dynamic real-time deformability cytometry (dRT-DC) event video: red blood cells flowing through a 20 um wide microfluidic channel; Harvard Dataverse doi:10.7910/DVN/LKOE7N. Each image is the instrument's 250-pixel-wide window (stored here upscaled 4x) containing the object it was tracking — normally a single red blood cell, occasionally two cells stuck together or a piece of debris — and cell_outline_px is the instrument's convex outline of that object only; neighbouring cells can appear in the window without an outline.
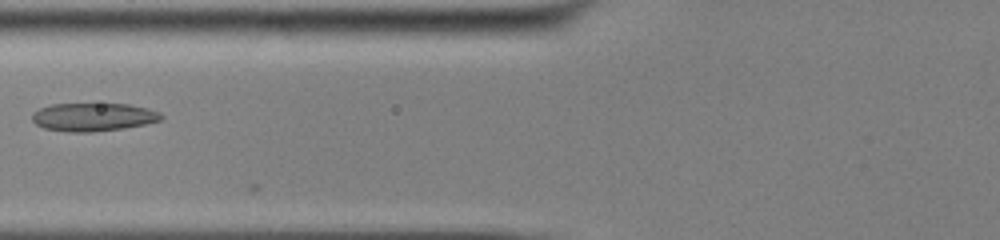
{"species": "common noctule bat (a hibernating species)", "species_latin": "Nyctalus noctula", "temperature_condition": "cold", "stored_images_in_passage": 18, "camera_frame_rate_fps": 3000, "um_per_image_px": 0.085, "animal": {"sex": "male", "body_mass_g": 13.0, "forearm_length_mm": 53.1}, "frame": {"image": 1, "passage_image": 15, "time_ms": 4.667, "image_size_px": [1000, 240], "cell_outline_px": [[164, 116], [160, 120], [144, 124], [124, 128], [92, 132], [68, 132], [44, 128], [36, 124], [32, 120], [32, 112], [40, 108], [52, 104], [128, 104], [148, 108], [160, 112]], "centroid_in_image_um": [7.92, 9.94], "position_along_channel_um": 117.9, "area_um2": 21.21}}